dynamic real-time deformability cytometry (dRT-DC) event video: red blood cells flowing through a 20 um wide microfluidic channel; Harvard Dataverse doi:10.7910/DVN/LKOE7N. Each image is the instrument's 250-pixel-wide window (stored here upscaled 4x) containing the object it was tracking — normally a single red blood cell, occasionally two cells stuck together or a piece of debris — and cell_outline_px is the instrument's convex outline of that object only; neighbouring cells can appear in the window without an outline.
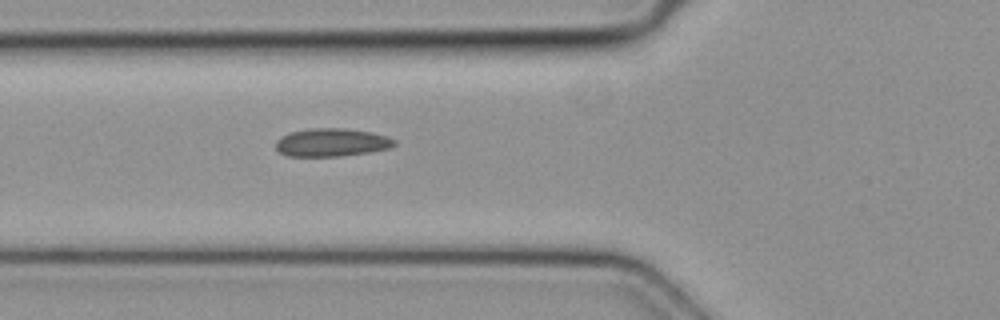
{"species": "common noctule bat (a hibernating species)", "species_latin": "Nyctalus noctula", "temperature_condition": "cold", "stored_images_in_passage": 3, "camera_frame_rate_fps": 3000, "um_per_image_px": 0.085, "animal": {"sex": "female", "body_mass_g": 19.3, "forearm_length_mm": 54.1}, "frame": {"image": 1, "passage_image": 3, "time_ms": 0.667, "image_size_px": [1000, 320], "cell_outline_px": [[396, 144], [388, 148], [368, 152], [340, 156], [288, 156], [280, 152], [276, 148], [276, 140], [280, 136], [292, 132], [312, 128], [344, 128], [372, 132], [396, 140]], "centroid_in_image_um": [28.17, 12.1], "position_along_channel_um": 97.6, "area_um2": 19.25}}